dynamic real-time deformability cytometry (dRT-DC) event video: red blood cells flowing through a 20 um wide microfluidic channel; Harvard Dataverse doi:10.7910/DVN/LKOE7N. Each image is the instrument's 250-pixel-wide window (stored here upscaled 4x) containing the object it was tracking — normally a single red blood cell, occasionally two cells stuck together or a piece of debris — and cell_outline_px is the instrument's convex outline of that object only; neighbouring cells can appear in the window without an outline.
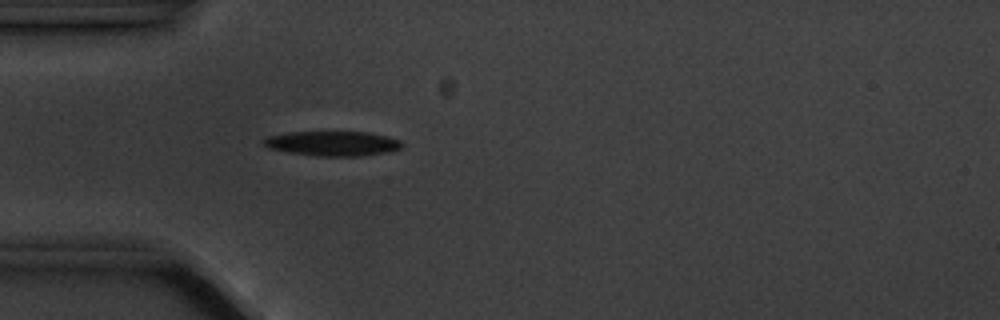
{"species": "common noctule bat (a hibernating species)", "species_latin": "Nyctalus noctula", "temperature_condition": "cold", "stored_images_in_passage": 3, "camera_frame_rate_fps": 3000, "um_per_image_px": 0.085, "animal": {"sex": "male", "body_mass_g": 20.1, "forearm_length_mm": 53.5}, "frame": {"image": 1, "passage_image": 3, "time_ms": 2.333, "image_size_px": [1000, 320], "cell_outline_px": [[404, 144], [400, 148], [388, 152], [360, 156], [316, 156], [288, 152], [268, 148], [260, 140], [268, 136], [288, 132], [368, 132], [400, 140]], "centroid_in_image_um": [28.24, 12.2], "position_along_channel_um": 56.8, "area_um2": 19.94}}